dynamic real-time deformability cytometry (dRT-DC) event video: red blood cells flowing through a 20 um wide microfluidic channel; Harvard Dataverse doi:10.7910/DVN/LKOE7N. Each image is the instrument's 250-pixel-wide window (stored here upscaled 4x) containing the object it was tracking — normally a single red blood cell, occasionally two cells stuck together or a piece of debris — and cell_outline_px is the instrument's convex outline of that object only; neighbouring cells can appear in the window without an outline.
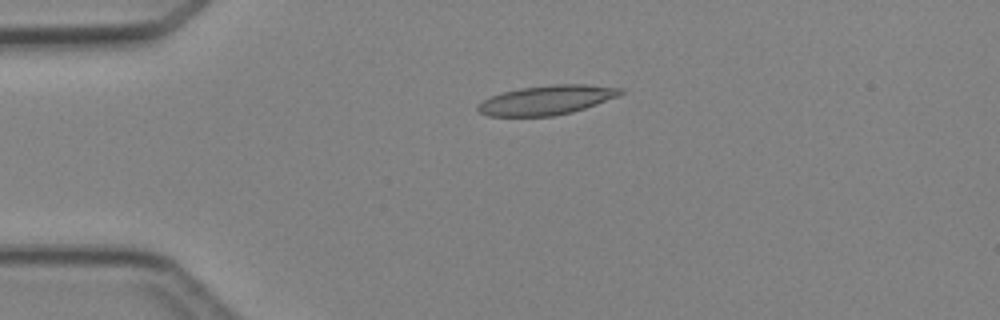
{"species": "Egyptian fruit bat (a non-hibernating species)", "species_latin": "Rousettus aegyptiacus", "temperature_condition": "cold", "stored_images_in_passage": 5, "camera_frame_rate_fps": 3000, "um_per_image_px": 0.085, "animal": {"sex": "female"}, "frame": {"image": 1, "passage_image": 3, "time_ms": 3.0, "image_size_px": [1000, 320], "cell_outline_px": [[624, 92], [620, 96], [572, 112], [552, 116], [488, 116], [480, 112], [476, 108], [484, 100], [492, 96], [504, 92], [520, 88], [552, 84], [588, 84], [624, 88]], "centroid_in_image_um": [46.53, 8.49], "position_along_channel_um": 38.5, "area_um2": 24.33}}
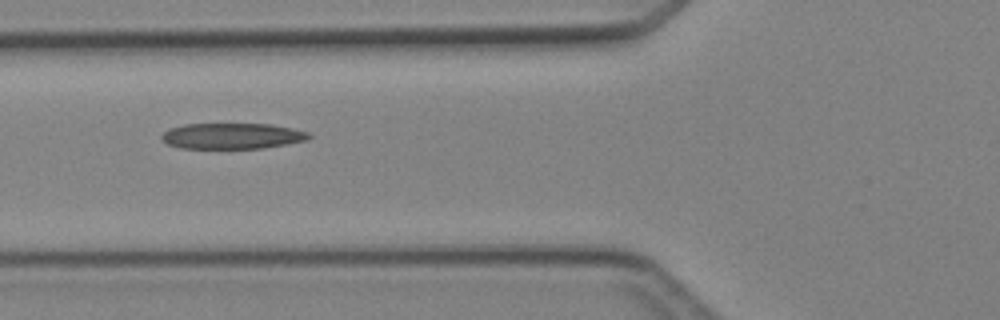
{"frame": {"image": 2, "passage_image": 5, "time_ms": 5.333, "image_size_px": [1000, 320], "cell_outline_px": [[312, 136], [308, 140], [288, 144], [264, 148], [180, 148], [168, 144], [160, 140], [160, 136], [168, 128], [184, 124], [272, 124], [292, 128], [308, 132]], "centroid_in_image_um": [19.73, 11.56], "position_along_channel_um": 106.1, "area_um2": 22.37}}